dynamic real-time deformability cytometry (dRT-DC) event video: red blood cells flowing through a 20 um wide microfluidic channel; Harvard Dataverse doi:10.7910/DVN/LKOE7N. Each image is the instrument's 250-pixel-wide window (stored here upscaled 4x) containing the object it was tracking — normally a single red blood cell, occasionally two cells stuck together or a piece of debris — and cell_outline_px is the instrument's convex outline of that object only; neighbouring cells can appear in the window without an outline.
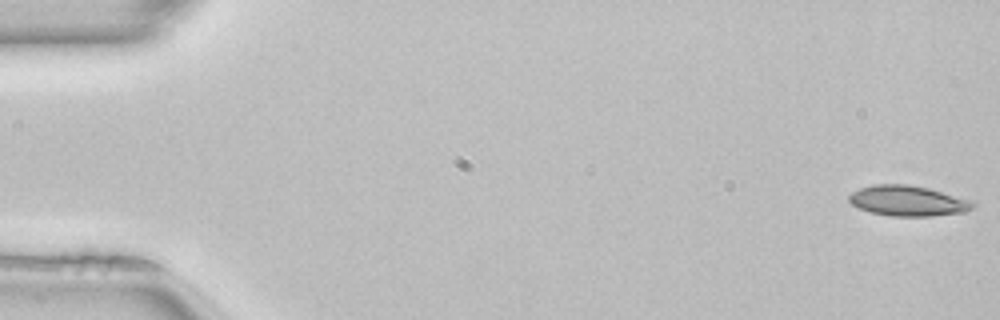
{"species": "common noctule bat (a hibernating species)", "species_latin": "Nyctalus noctula", "temperature_condition": "room temperature", "stored_images_in_passage": 51, "camera_frame_rate_fps": 3000, "um_per_image_px": 0.085, "animal": {"sex": "female", "body_mass_g": 22.7, "forearm_length_mm": 54.2}, "frame": {"image": 1, "passage_image": 1, "time_ms": 0.0, "image_size_px": [1000, 320], "cell_outline_px": [[976, 204], [972, 208], [964, 212], [932, 216], [888, 216], [868, 212], [852, 204], [848, 200], [848, 196], [852, 192], [860, 188], [876, 184], [908, 184], [928, 188], [972, 200]], "centroid_in_image_um": [77.16, 17.07], "position_along_channel_um": 7.8, "area_um2": 22.02}}
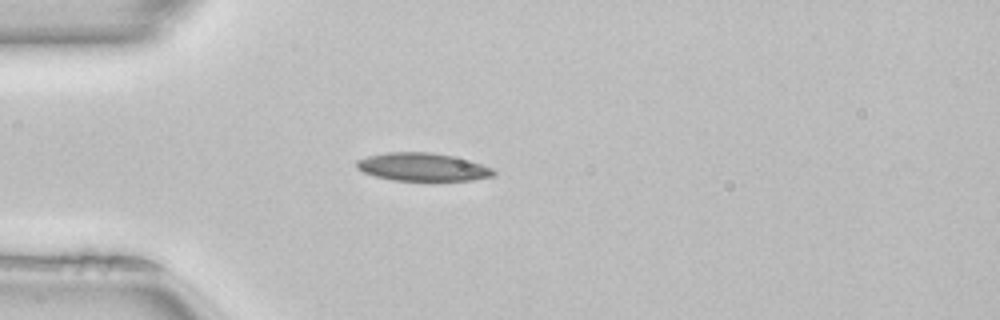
{"frame": {"image": 2, "passage_image": 14, "time_ms": 4.333, "image_size_px": [1000, 320], "cell_outline_px": [[496, 176], [472, 180], [392, 180], [376, 176], [364, 172], [356, 168], [356, 160], [368, 156], [388, 152], [428, 152], [452, 156], [480, 164], [492, 168], [496, 172]], "centroid_in_image_um": [35.91, 14.2], "position_along_channel_um": 49.1, "area_um2": 22.14}}
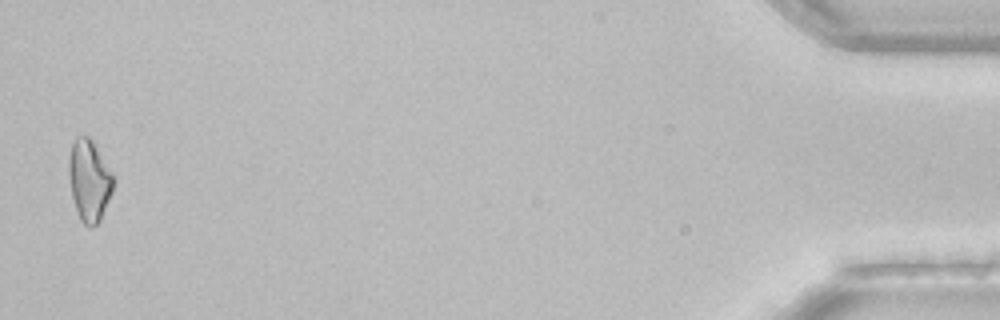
{"frame": {"image": 3, "passage_image": 50, "time_ms": 16.333, "image_size_px": [1000, 320], "cell_outline_px": [[116, 180], [112, 192], [100, 220], [92, 228], [88, 228], [80, 220], [72, 196], [68, 176], [68, 160], [72, 144], [76, 136], [88, 136], [92, 140], [116, 176]], "centroid_in_image_um": [7.6, 15.33], "position_along_channel_um": 427.6, "area_um2": 21.5}}